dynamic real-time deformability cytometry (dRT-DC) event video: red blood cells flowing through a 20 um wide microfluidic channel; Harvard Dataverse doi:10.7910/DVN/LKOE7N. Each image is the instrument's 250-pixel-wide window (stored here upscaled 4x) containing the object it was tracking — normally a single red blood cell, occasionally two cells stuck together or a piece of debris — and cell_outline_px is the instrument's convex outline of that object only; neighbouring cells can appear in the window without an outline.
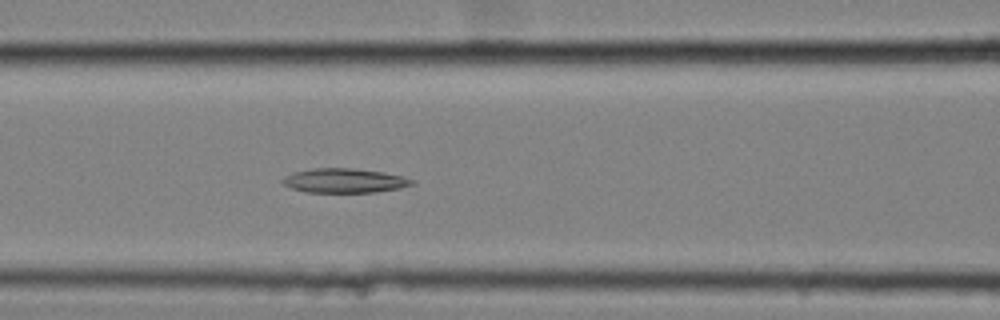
{"species": "common noctule bat (a hibernating species)", "species_latin": "Nyctalus noctula", "temperature_condition": "cold", "stored_images_in_passage": 46, "camera_frame_rate_fps": 3000, "um_per_image_px": 0.085, "animal": {"sex": "female", "body_mass_g": 25.1}, "frame": {"image": 1, "passage_image": 18, "time_ms": 5.667, "image_size_px": [1000, 320], "cell_outline_px": [[416, 184], [400, 188], [376, 192], [304, 192], [292, 188], [284, 184], [280, 180], [284, 176], [292, 172], [312, 168], [352, 168], [384, 172], [404, 176], [416, 180]], "centroid_in_image_um": [29.3, 15.35], "position_along_channel_um": 137.3, "area_um2": 18.61}}
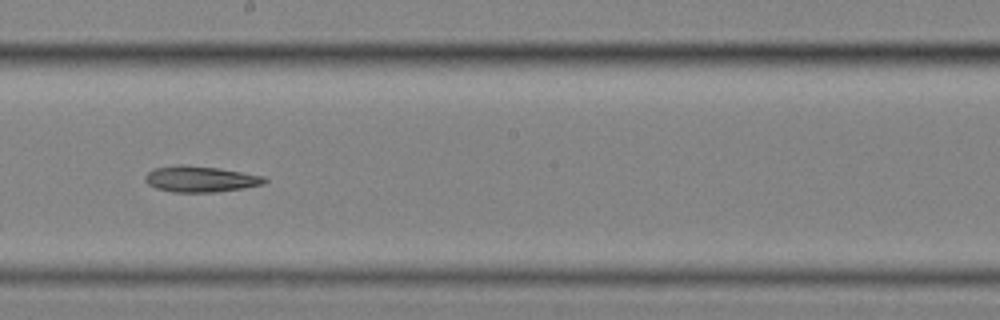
{"frame": {"image": 2, "passage_image": 26, "time_ms": 8.333, "image_size_px": [1000, 320], "cell_outline_px": [[268, 180], [264, 184], [244, 188], [216, 192], [172, 192], [156, 188], [148, 184], [144, 180], [144, 176], [152, 168], [180, 164], [184, 164], [216, 168], [264, 176]], "centroid_in_image_um": [17.0, 15.22], "position_along_channel_um": 231.2, "area_um2": 18.15}}
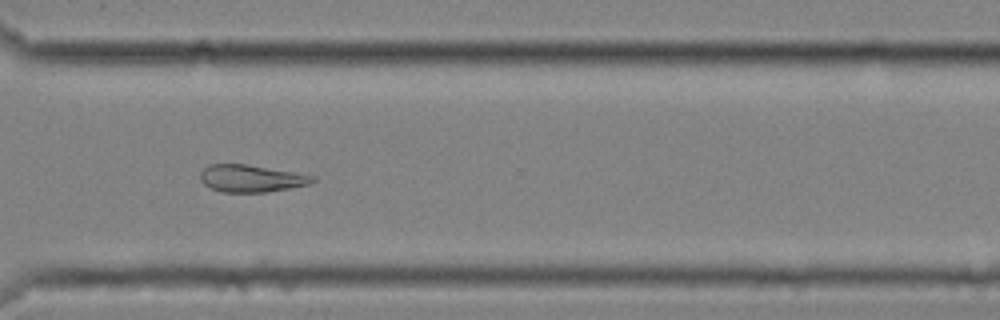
{"frame": {"image": 3, "passage_image": 36, "time_ms": 11.667, "image_size_px": [1000, 320], "cell_outline_px": [[316, 180], [308, 184], [288, 188], [264, 192], [220, 192], [204, 184], [200, 180], [200, 172], [208, 164], [244, 164], [296, 172], [316, 176]], "centroid_in_image_um": [21.33, 15.16], "position_along_channel_um": 349.3, "area_um2": 17.74}}